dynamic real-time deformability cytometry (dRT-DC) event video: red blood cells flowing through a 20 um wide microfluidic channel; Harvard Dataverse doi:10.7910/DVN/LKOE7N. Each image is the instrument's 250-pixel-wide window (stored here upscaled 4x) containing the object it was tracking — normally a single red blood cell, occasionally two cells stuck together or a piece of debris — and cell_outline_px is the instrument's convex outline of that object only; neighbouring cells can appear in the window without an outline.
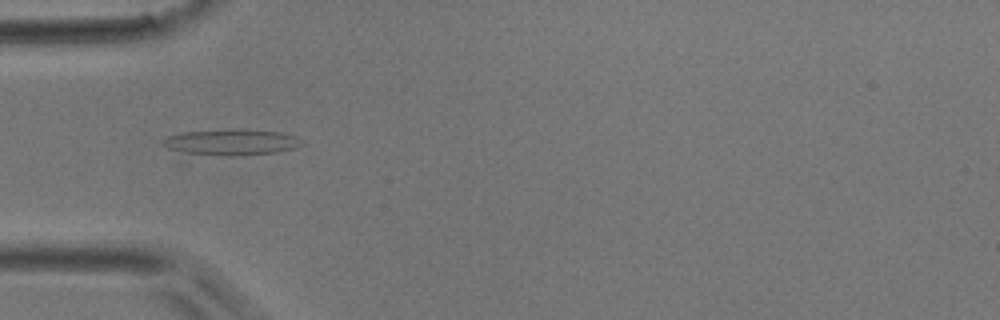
{"species": "common noctule bat (a hibernating species)", "species_latin": "Nyctalus noctula", "temperature_condition": "room temperature", "stored_images_in_passage": 31, "camera_frame_rate_fps": 3000, "um_per_image_px": 0.085, "animal": {"sex": "male", "body_mass_g": 17.9}, "frame": {"image": 1, "passage_image": 4, "time_ms": 1.0, "image_size_px": [1000, 320], "cell_outline_px": [[304, 144], [296, 148], [276, 152], [184, 164], [176, 164], [160, 144], [160, 140], [168, 136], [184, 132], [244, 128], [280, 132], [296, 136], [304, 140]], "centroid_in_image_um": [19.21, 12.27], "position_along_channel_um": 65.8, "area_um2": 25.32}}
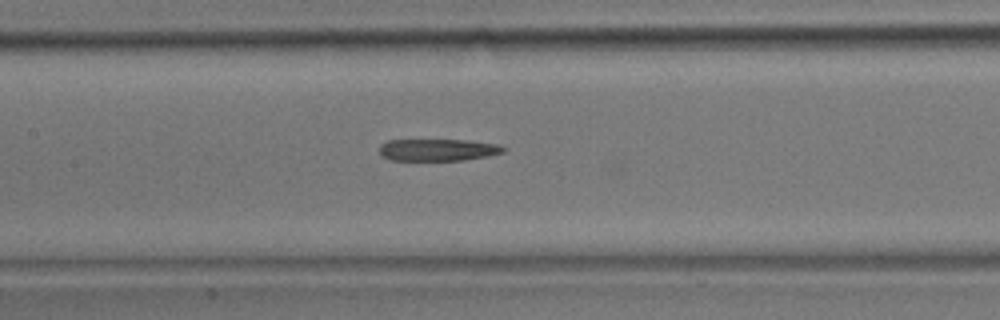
{"frame": {"image": 2, "passage_image": 11, "time_ms": 3.333, "image_size_px": [1000, 320], "cell_outline_px": [[504, 152], [488, 156], [464, 160], [392, 160], [380, 156], [380, 144], [388, 140], [464, 140], [496, 144], [504, 148]], "centroid_in_image_um": [37.17, 12.74], "position_along_channel_um": 170.2, "area_um2": 15.78}}
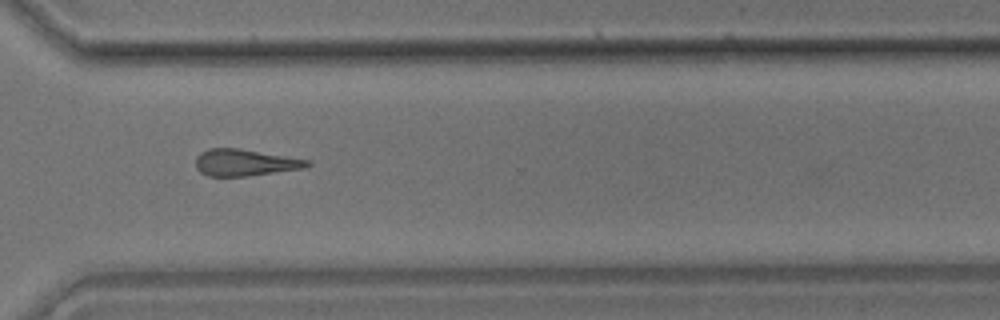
{"frame": {"image": 3, "passage_image": 23, "time_ms": 7.333, "image_size_px": [1000, 320], "cell_outline_px": [[312, 164], [308, 168], [248, 176], [208, 176], [200, 172], [196, 168], [196, 156], [200, 152], [208, 148], [240, 148], [312, 160]], "centroid_in_image_um": [20.87, 13.81], "position_along_channel_um": 349.7, "area_um2": 17.74}}